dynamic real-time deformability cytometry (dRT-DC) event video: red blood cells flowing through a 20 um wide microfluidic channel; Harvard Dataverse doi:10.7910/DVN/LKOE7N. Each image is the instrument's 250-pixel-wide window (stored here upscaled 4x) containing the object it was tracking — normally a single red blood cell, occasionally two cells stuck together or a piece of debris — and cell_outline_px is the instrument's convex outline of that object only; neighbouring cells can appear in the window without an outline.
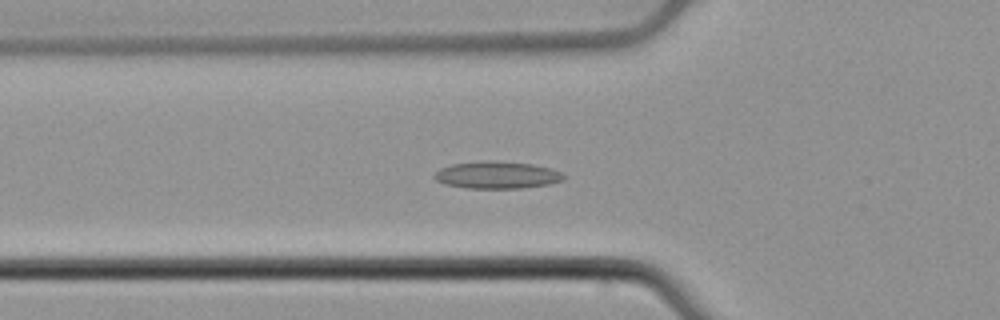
{"species": "common noctule bat (a hibernating species)", "species_latin": "Nyctalus noctula", "temperature_condition": "cold", "stored_images_in_passage": 54, "camera_frame_rate_fps": 3000, "um_per_image_px": 0.085, "animal": {"sex": "male", "body_mass_g": 21.5, "forearm_length_mm": 52.0}, "frame": {"image": 1, "passage_image": 19, "time_ms": 6.0, "image_size_px": [1000, 320], "cell_outline_px": [[564, 180], [548, 184], [520, 188], [468, 188], [444, 184], [436, 180], [432, 176], [440, 168], [452, 164], [488, 160], [532, 164], [552, 168], [560, 172], [564, 176]], "centroid_in_image_um": [42.23, 14.87], "position_along_channel_um": 83.6, "area_um2": 20.4}}
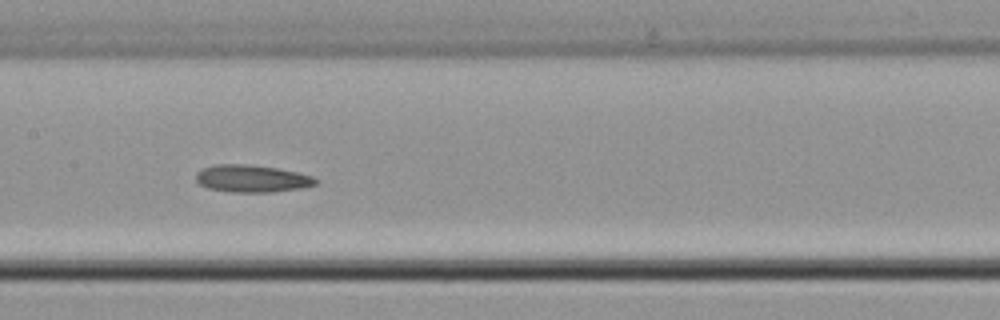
{"frame": {"image": 2, "passage_image": 27, "time_ms": 8.667, "image_size_px": [1000, 320], "cell_outline_px": [[320, 180], [316, 184], [304, 188], [272, 192], [232, 192], [208, 188], [200, 184], [196, 180], [196, 172], [204, 168], [216, 164], [248, 164], [276, 168], [296, 172], [312, 176]], "centroid_in_image_um": [21.44, 15.18], "position_along_channel_um": 186.0, "area_um2": 19.07}}
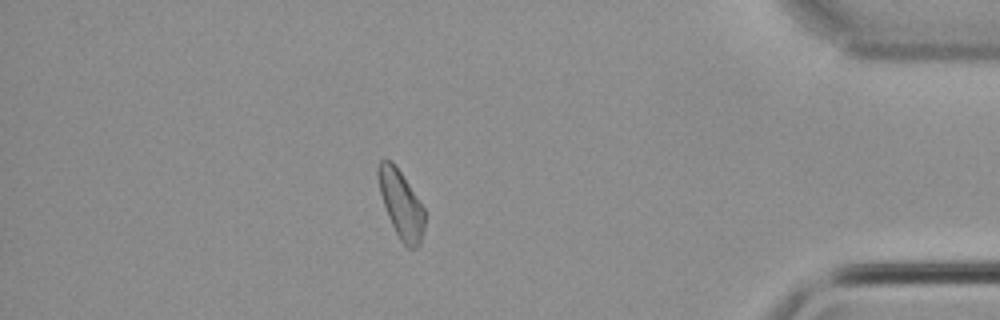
{"frame": {"image": 3, "passage_image": 47, "time_ms": 15.333, "image_size_px": [1000, 320], "cell_outline_px": [[424, 228], [420, 244], [416, 248], [408, 248], [400, 240], [388, 216], [380, 192], [376, 176], [376, 168], [380, 160], [392, 160], [396, 164], [424, 208]], "centroid_in_image_um": [34.07, 17.32], "position_along_channel_um": 401.1, "area_um2": 18.32}, "authors_computed_cell_mechanics": {"area_um2": 19.0162, "velocity_mm_per_s": 3.8427, "shape_relaxation_time_tau1_ms": 9.2403, "shape_relaxation_time_tau2_ms": 3.7035, "deformation_change_tau1": 0.1063, "deformation_change_tau2": 0.0882}}